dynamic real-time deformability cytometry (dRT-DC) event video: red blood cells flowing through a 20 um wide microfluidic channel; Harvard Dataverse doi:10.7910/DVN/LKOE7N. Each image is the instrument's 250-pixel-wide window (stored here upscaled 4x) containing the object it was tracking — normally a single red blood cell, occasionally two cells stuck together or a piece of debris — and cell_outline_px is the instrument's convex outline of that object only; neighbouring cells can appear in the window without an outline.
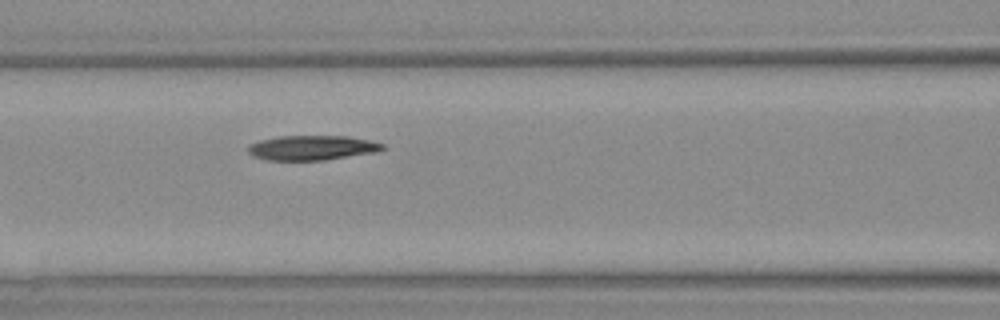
{"species": "Egyptian fruit bat (a non-hibernating species)", "species_latin": "Rousettus aegyptiacus", "temperature_condition": "warm", "stored_images_in_passage": 3, "camera_frame_rate_fps": 3000, "um_per_image_px": 0.085, "animal": {"sex": "female"}, "frame": {"image": 1, "passage_image": 3, "time_ms": 2.333, "image_size_px": [1000, 320], "cell_outline_px": [[384, 148], [376, 152], [324, 160], [268, 160], [252, 156], [248, 152], [248, 144], [260, 140], [280, 136], [348, 136], [368, 140], [384, 144]], "centroid_in_image_um": [26.49, 12.56], "position_along_channel_um": 140.1, "area_um2": 19.31}}